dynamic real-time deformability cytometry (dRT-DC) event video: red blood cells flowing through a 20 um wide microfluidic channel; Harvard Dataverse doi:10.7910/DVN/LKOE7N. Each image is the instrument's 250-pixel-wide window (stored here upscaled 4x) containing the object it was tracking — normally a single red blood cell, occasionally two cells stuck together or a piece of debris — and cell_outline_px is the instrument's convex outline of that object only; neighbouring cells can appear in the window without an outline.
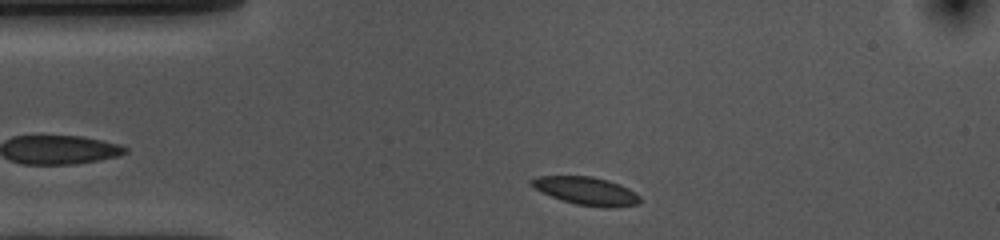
{"species": "common noctule bat (a hibernating species)", "species_latin": "Nyctalus noctula", "temperature_condition": "cold", "stored_images_in_passage": 36, "camera_frame_rate_fps": 3000, "um_per_image_px": 0.085, "animal": {"sex": "female", "body_mass_g": 10.0, "forearm_length_mm": 53.1}, "frame": {"image": 1, "passage_image": 3, "time_ms": 0.667, "image_size_px": [1000, 240], "cell_outline_px": [[640, 200], [636, 204], [616, 208], [604, 208], [576, 204], [552, 196], [528, 184], [528, 180], [536, 176], [592, 176], [608, 180], [620, 184], [636, 192], [640, 196]], "centroid_in_image_um": [49.85, 16.22], "position_along_channel_um": 35.1, "area_um2": 17.74}}
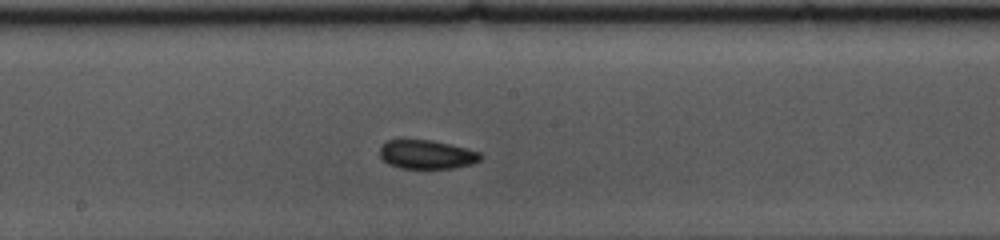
{"frame": {"image": 2, "passage_image": 20, "time_ms": 6.333, "image_size_px": [1000, 240], "cell_outline_px": [[484, 156], [480, 160], [472, 164], [452, 168], [400, 168], [388, 164], [380, 156], [380, 144], [388, 140], [432, 140], [468, 148], [480, 152]], "centroid_in_image_um": [36.29, 13.13], "position_along_channel_um": 211.9, "area_um2": 17.05}}
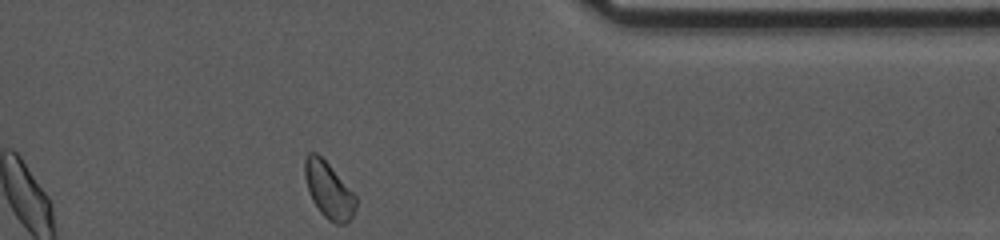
{"frame": {"image": 3, "passage_image": 36, "time_ms": 11.667, "image_size_px": [1000, 240], "cell_outline_px": [[356, 208], [352, 216], [344, 224], [336, 224], [328, 220], [320, 212], [312, 200], [308, 192], [304, 176], [304, 160], [308, 152], [316, 152], [328, 164], [356, 196]], "centroid_in_image_um": [27.91, 16.17], "position_along_channel_um": 383.5, "area_um2": 16.59}, "authors_computed_cell_mechanics": {"area_um2": 17.1955, "velocity_mm_per_s": 3.5755, "shape_relaxation_time_tau1_ms": 3.6331, "shape_relaxation_time_tau2_ms": 6.7864, "deformation_change_tau1": 0.052, "deformation_change_tau2": 0.1141}}